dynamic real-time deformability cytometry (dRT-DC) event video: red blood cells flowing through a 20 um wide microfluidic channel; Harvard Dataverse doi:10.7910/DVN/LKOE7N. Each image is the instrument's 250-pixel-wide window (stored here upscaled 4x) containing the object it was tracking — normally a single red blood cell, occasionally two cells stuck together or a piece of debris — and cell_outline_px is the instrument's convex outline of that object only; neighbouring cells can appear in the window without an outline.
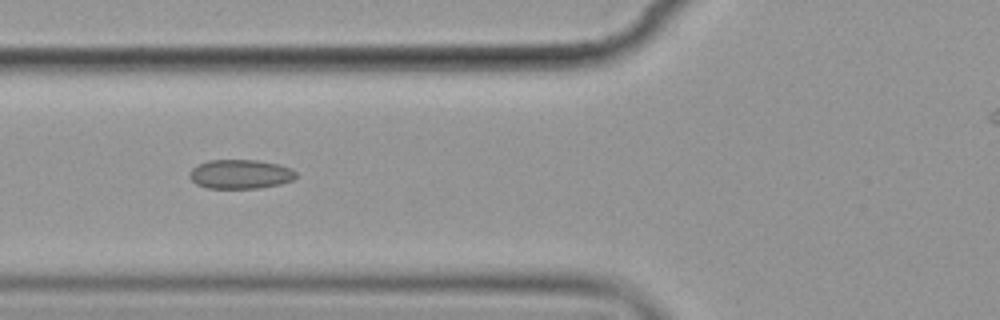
{"species": "common noctule bat (a hibernating species)", "species_latin": "Nyctalus noctula", "temperature_condition": "cold", "stored_images_in_passage": 7, "camera_frame_rate_fps": 3000, "um_per_image_px": 0.085, "animal": {"sex": "female", "body_mass_g": 19.9}, "frame": {"image": 1, "passage_image": 6, "time_ms": 6.0, "image_size_px": [1000, 320], "cell_outline_px": [[296, 176], [292, 180], [280, 184], [260, 188], [208, 188], [196, 184], [188, 176], [188, 172], [192, 168], [208, 160], [256, 160], [280, 164], [292, 168], [296, 172]], "centroid_in_image_um": [20.43, 14.8], "position_along_channel_um": 105.4, "area_um2": 18.21}}
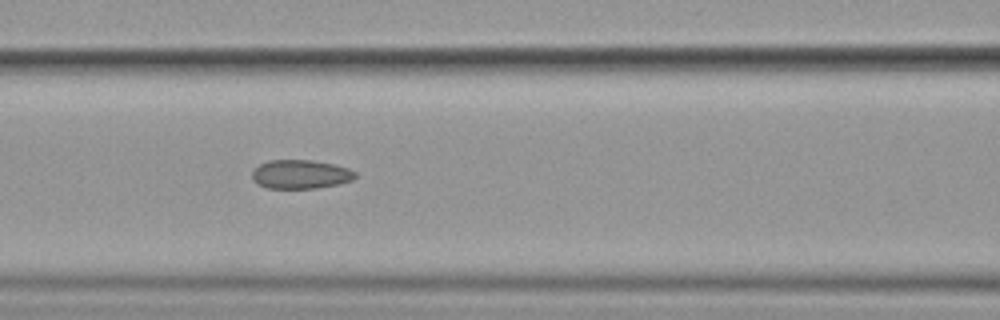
{"frame": {"image": 2, "passage_image": 7, "time_ms": 7.0, "image_size_px": [1000, 320], "cell_outline_px": [[356, 176], [352, 180], [340, 184], [316, 188], [268, 188], [256, 184], [252, 180], [252, 172], [260, 164], [268, 160], [312, 160], [332, 164], [348, 168], [356, 172]], "centroid_in_image_um": [25.54, 14.82], "position_along_channel_um": 141.1, "area_um2": 17.4}}